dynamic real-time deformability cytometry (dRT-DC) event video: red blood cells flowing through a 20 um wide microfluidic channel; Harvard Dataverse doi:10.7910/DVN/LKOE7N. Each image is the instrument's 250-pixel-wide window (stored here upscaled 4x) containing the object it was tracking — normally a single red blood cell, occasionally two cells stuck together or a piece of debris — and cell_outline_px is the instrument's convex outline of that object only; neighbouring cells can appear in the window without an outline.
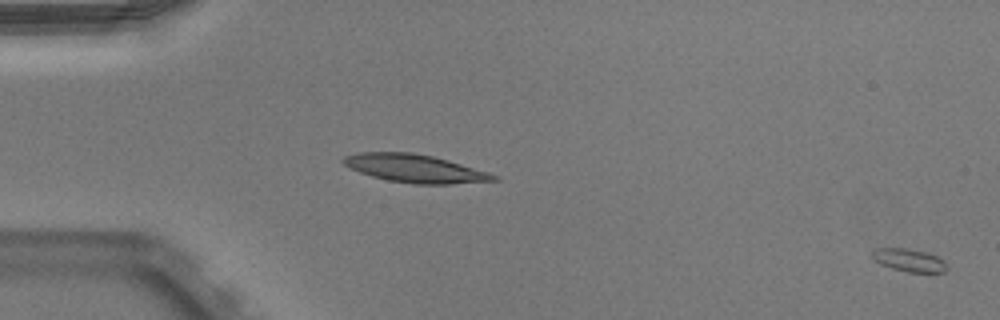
{"species": "Egyptian fruit bat (a non-hibernating species)", "species_latin": "Rousettus aegyptiacus", "temperature_condition": "warm", "stored_images_in_passage": 12, "camera_frame_rate_fps": 3000, "um_per_image_px": 0.085, "animal": {"sex": "male"}, "frame": {"image": 1, "passage_image": 1, "time_ms": 0.0, "image_size_px": [1000, 320], "cell_outline_px": [[948, 268], [944, 272], [908, 272], [892, 268], [880, 264], [872, 256], [872, 248], [908, 248], [928, 252], [944, 260]], "centroid_in_image_um": [77.28, 22.1], "position_along_channel_um": 7.7, "area_um2": 10.0}}